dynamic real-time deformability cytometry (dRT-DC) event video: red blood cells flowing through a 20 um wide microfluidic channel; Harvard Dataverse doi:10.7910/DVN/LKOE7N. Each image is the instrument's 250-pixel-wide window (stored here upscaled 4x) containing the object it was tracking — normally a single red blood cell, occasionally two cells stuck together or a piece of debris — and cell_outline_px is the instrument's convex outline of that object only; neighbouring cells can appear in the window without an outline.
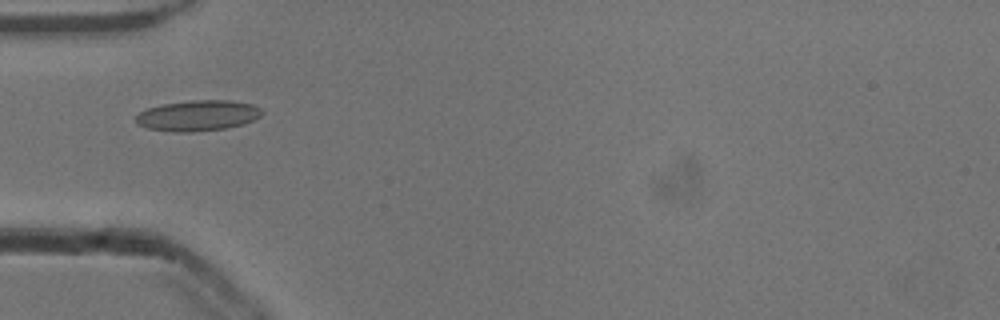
{"species": "common noctule bat (a hibernating species)", "species_latin": "Nyctalus noctula", "temperature_condition": "cold", "stored_images_in_passage": 37, "camera_frame_rate_fps": 3000, "um_per_image_px": 0.085, "animal": {"sex": "male", "body_mass_g": 13.3}, "frame": {"image": 1, "passage_image": 1, "time_ms": 0.0, "image_size_px": [1000, 320], "cell_outline_px": [[264, 112], [260, 116], [244, 124], [224, 128], [192, 132], [172, 132], [148, 128], [136, 124], [136, 116], [140, 112], [148, 108], [160, 104], [192, 100], [232, 100], [252, 104], [260, 108]], "centroid_in_image_um": [16.81, 9.82], "position_along_channel_um": 68.2, "area_um2": 22.6}}
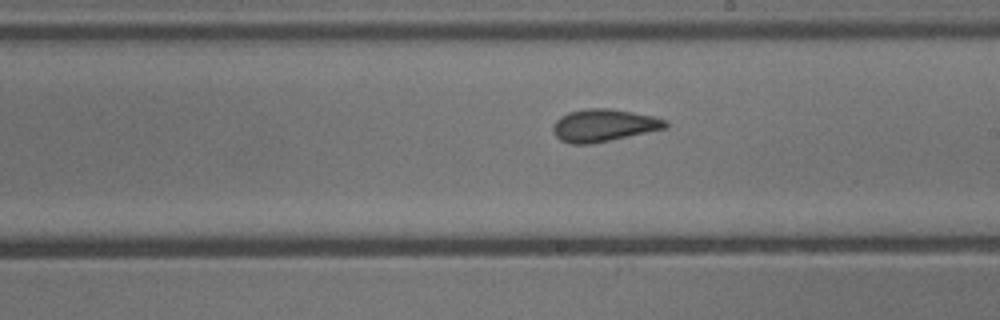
{"frame": {"image": 2, "passage_image": 14, "time_ms": 4.333, "image_size_px": [1000, 320], "cell_outline_px": [[668, 128], [592, 144], [572, 144], [560, 140], [556, 136], [552, 128], [552, 124], [560, 116], [568, 112], [588, 108], [612, 108], [652, 116], [664, 120], [668, 124]], "centroid_in_image_um": [51.29, 10.66], "position_along_channel_um": 237.7, "area_um2": 21.33}}
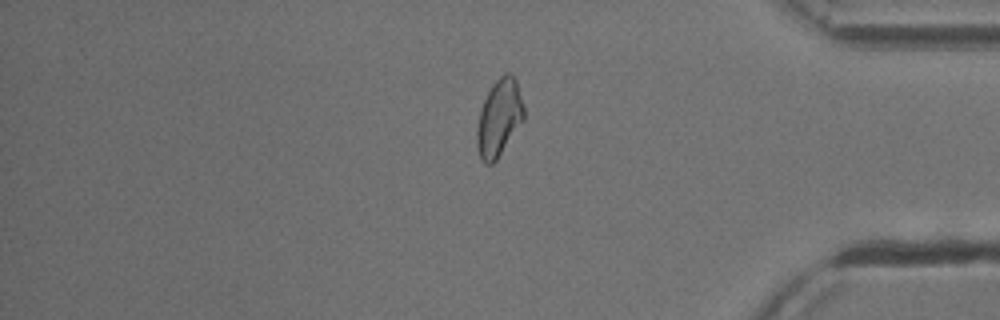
{"frame": {"image": 3, "passage_image": 28, "time_ms": 9.0, "image_size_px": [1000, 320], "cell_outline_px": [[524, 120], [496, 160], [492, 164], [484, 164], [480, 160], [476, 144], [476, 132], [480, 108], [492, 84], [504, 72], [512, 72], [516, 80], [524, 108]], "centroid_in_image_um": [42.41, 10.02], "position_along_channel_um": 392.8, "area_um2": 21.21}, "authors_computed_cell_mechanics": {"area_um2": 20.7502, "velocity_mm_per_s": 3.891, "shape_relaxation_time_tau1_ms": 4.9583, "shape_relaxation_time_tau2_ms": 1.3335, "deformation_change_tau1": 0.1179, "deformation_change_tau2": 0.0685}}